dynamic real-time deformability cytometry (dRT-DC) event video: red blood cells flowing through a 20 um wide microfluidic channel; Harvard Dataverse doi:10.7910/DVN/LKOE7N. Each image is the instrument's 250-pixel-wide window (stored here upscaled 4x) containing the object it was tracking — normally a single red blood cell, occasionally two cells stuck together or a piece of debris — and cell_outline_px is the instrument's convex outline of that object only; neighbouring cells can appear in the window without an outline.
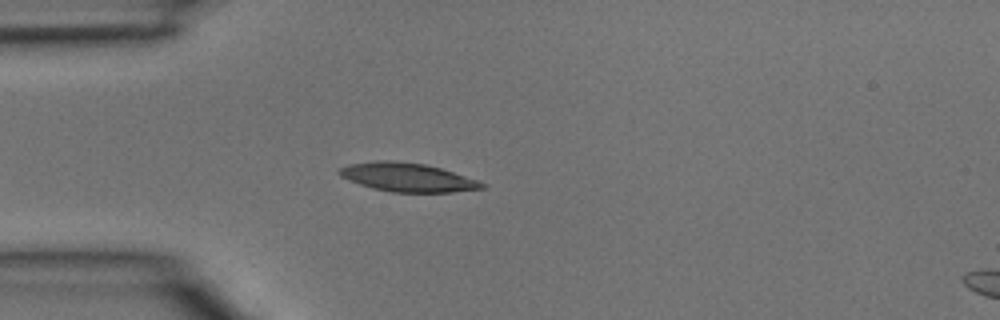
{"species": "common noctule bat (a hibernating species)", "species_latin": "Nyctalus noctula", "temperature_condition": "room temperature", "stored_images_in_passage": 1, "camera_frame_rate_fps": 3000, "um_per_image_px": 0.085, "animal": {"sex": "male", "body_mass_g": 15.6}, "frame": {"image": 1, "passage_image": 1, "time_ms": 0.0, "image_size_px": [1000, 320], "cell_outline_px": [[488, 184], [484, 188], [452, 192], [392, 192], [372, 188], [360, 184], [340, 176], [336, 172], [340, 168], [348, 164], [376, 160], [396, 160], [424, 164], [440, 168]], "centroid_in_image_um": [34.6, 15.06], "position_along_channel_um": 50.4, "area_um2": 23.76}}